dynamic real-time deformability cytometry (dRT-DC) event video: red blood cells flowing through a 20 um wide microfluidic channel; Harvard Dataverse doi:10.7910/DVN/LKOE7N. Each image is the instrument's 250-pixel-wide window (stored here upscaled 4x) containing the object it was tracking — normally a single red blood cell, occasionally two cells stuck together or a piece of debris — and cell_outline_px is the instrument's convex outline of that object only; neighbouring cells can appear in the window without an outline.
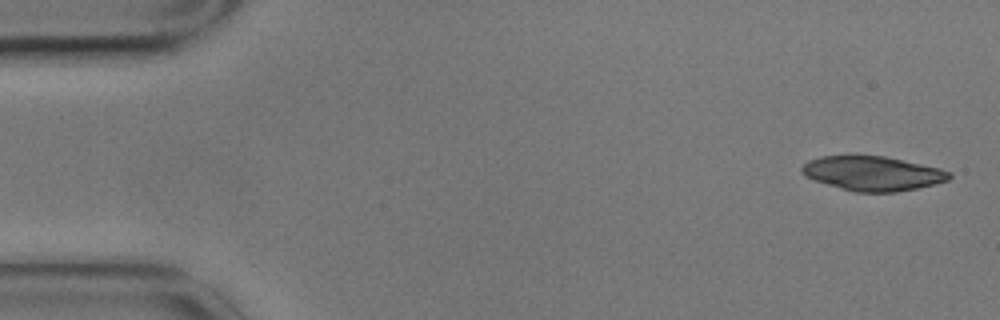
{"species": "common noctule bat (a hibernating species)", "species_latin": "Nyctalus noctula", "temperature_condition": "cold", "stored_images_in_passage": 6, "camera_frame_rate_fps": 3000, "um_per_image_px": 0.085, "animal": {"sex": "male", "body_mass_g": 17.9}, "frame": {"image": 1, "passage_image": 1, "time_ms": 0.0, "image_size_px": [1000, 320], "cell_outline_px": [[952, 176], [948, 180], [936, 184], [896, 192], [856, 192], [812, 180], [804, 176], [800, 172], [800, 168], [808, 160], [820, 156], [884, 156], [940, 168], [952, 172]], "centroid_in_image_um": [74.16, 14.74], "position_along_channel_um": 10.8, "area_um2": 29.59}}